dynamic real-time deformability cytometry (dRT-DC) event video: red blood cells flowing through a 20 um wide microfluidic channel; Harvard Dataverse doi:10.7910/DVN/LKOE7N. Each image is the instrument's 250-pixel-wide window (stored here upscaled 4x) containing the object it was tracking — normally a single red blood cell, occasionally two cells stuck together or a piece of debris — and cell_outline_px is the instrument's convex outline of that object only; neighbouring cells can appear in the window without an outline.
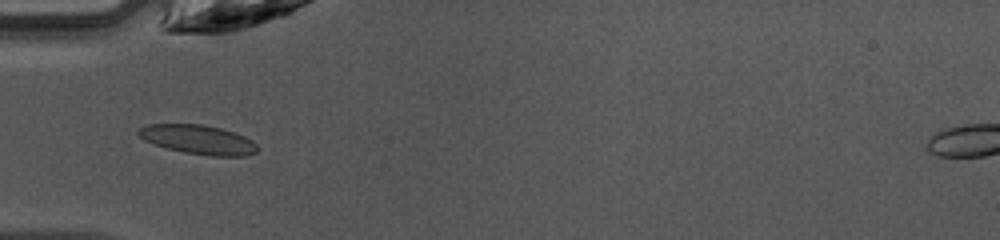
{"species": "common noctule bat (a hibernating species)", "species_latin": "Nyctalus noctula", "temperature_condition": "warm", "stored_images_in_passage": 33, "camera_frame_rate_fps": 3000, "um_per_image_px": 0.085, "animal": {"sex": "female", "body_mass_g": 10.0, "forearm_length_mm": 53.1}, "frame": {"image": 1, "passage_image": 1, "time_ms": 0.0, "image_size_px": [1000, 240], "cell_outline_px": [[260, 148], [256, 152], [244, 156], [212, 156], [184, 152], [152, 144], [144, 140], [136, 132], [140, 128], [148, 124], [204, 124], [236, 132], [252, 140]], "centroid_in_image_um": [16.87, 11.86], "position_along_channel_um": 68.1, "area_um2": 20.35}}
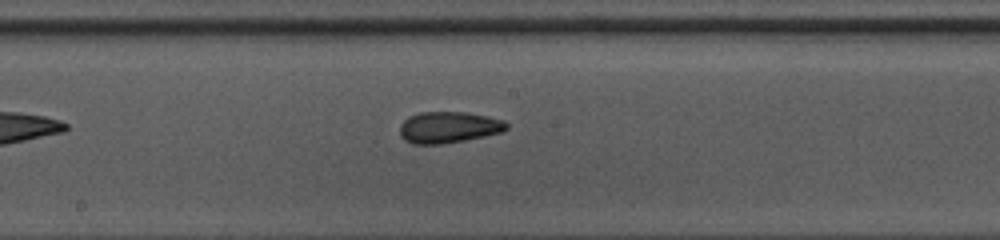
{"frame": {"image": 2, "passage_image": 11, "time_ms": 3.333, "image_size_px": [1000, 240], "cell_outline_px": [[508, 128], [500, 132], [484, 136], [444, 144], [412, 144], [404, 140], [400, 136], [400, 124], [408, 116], [420, 112], [464, 112], [488, 116], [504, 120], [508, 124]], "centroid_in_image_um": [38.1, 10.82], "position_along_channel_um": 210.1, "area_um2": 19.59}}
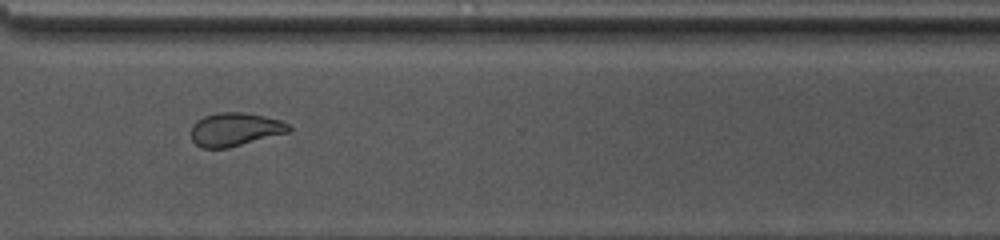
{"frame": {"image": 3, "passage_image": 21, "time_ms": 6.667, "image_size_px": [1000, 240], "cell_outline_px": [[292, 128], [288, 132], [228, 148], [200, 148], [192, 140], [192, 124], [196, 120], [204, 116], [220, 112], [244, 112], [264, 116], [280, 120], [288, 124]], "centroid_in_image_um": [19.95, 10.99], "position_along_channel_um": 350.6, "area_um2": 18.96}, "authors_computed_cell_mechanics": {"area_um2": 19.5942, "velocity_mm_per_s": 4.2415, "shape_relaxation_time_tau1_ms": null, "shape_relaxation_time_tau2_ms": 1.6856, "deformation_change_tau1": null, "deformation_change_tau2": 0.0803}}